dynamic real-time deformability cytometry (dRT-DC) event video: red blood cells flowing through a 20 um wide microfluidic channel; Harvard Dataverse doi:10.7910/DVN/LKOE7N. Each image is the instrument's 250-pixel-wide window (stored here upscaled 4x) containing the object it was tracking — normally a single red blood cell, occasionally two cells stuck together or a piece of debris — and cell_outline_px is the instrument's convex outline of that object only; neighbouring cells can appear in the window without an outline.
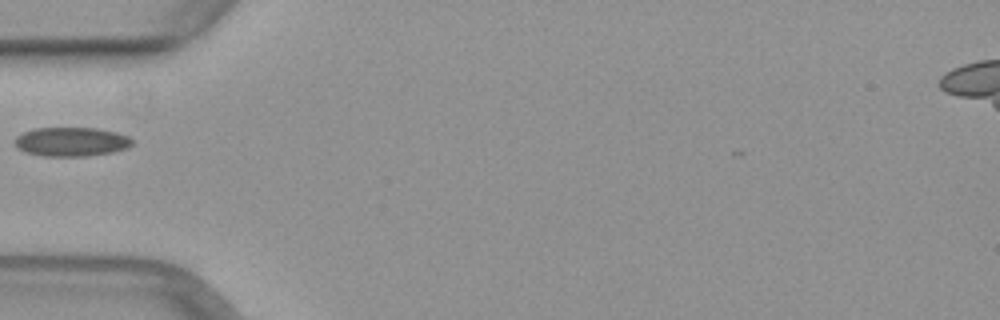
{"species": "common noctule bat (a hibernating species)", "species_latin": "Nyctalus noctula", "temperature_condition": "warm", "stored_images_in_passage": 35, "camera_frame_rate_fps": 3000, "um_per_image_px": 0.085, "animal": {"sex": "female", "body_mass_g": 29.2, "forearm_length_mm": 56.3}, "frame": {"image": 1, "passage_image": 1, "time_ms": 0.0, "image_size_px": [1000, 320], "cell_outline_px": [[136, 140], [128, 148], [112, 152], [88, 156], [44, 156], [24, 152], [16, 148], [16, 136], [24, 132], [36, 128], [100, 128], [116, 132], [128, 136]], "centroid_in_image_um": [6.1, 12.05], "position_along_channel_um": 78.9, "area_um2": 20.06}}
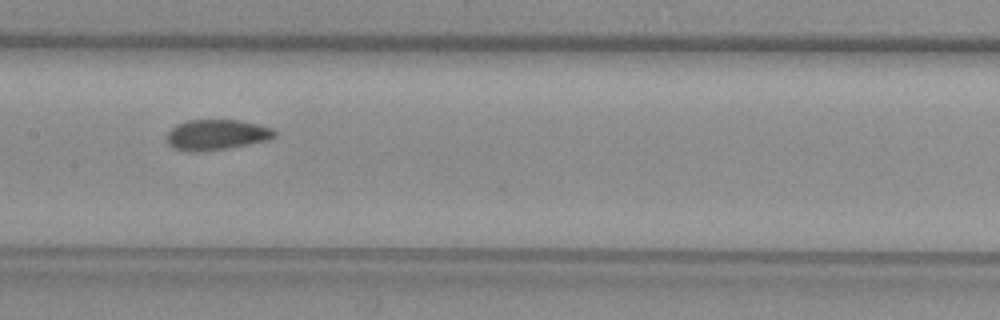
{"frame": {"image": 2, "passage_image": 9, "time_ms": 2.667, "image_size_px": [1000, 320], "cell_outline_px": [[276, 136], [268, 140], [224, 148], [188, 152], [176, 148], [168, 144], [168, 132], [176, 124], [188, 120], [240, 120], [272, 128], [276, 132]], "centroid_in_image_um": [18.41, 11.43], "position_along_channel_um": 189.0, "area_um2": 18.73}}
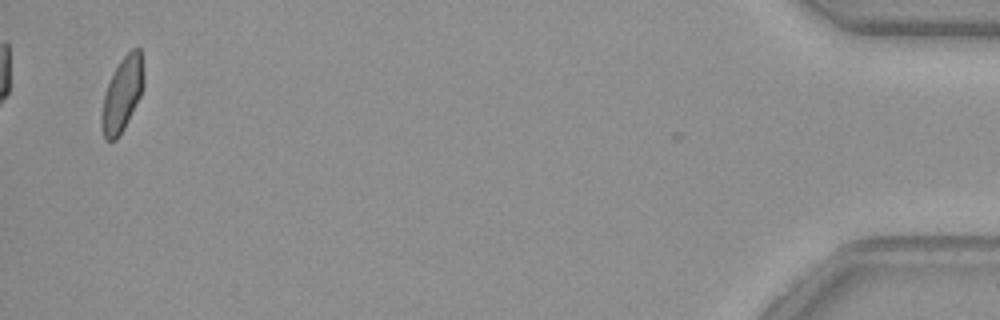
{"frame": {"image": 3, "passage_image": 33, "time_ms": 10.667, "image_size_px": [1000, 320], "cell_outline_px": [[144, 84], [140, 96], [124, 128], [116, 140], [104, 140], [100, 124], [100, 116], [104, 96], [108, 84], [120, 60], [132, 48], [140, 48], [144, 72]], "centroid_in_image_um": [10.38, 8.03], "position_along_channel_um": 424.8, "area_um2": 18.15}}